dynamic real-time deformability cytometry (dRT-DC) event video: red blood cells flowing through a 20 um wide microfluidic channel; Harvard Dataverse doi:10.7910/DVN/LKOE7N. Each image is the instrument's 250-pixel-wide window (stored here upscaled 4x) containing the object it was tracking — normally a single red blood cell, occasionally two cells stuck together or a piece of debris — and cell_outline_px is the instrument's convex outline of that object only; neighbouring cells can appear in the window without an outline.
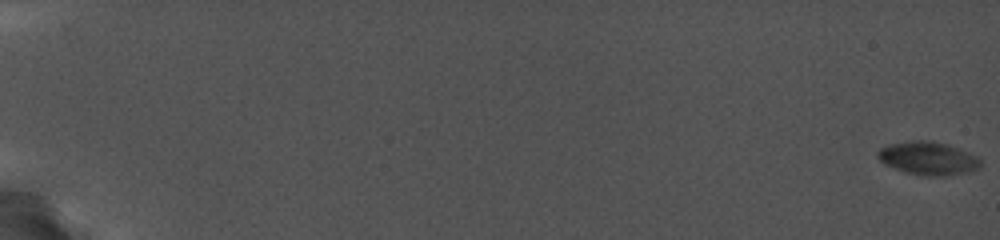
{"species": "common noctule bat (a hibernating species)", "species_latin": "Nyctalus noctula", "temperature_condition": "cold", "stored_images_in_passage": 90, "camera_frame_rate_fps": 5000, "um_per_image_px": 0.085, "animal": {"sex": "female", "body_mass_g": 19.0, "forearm_length_mm": 56.7}, "frame": {"image": 1, "passage_image": 1, "time_ms": 0.0, "image_size_px": [1000, 240], "cell_outline_px": [[980, 168], [968, 172], [944, 176], [920, 176], [884, 164], [876, 156], [876, 152], [880, 148], [888, 144], [912, 140], [932, 140], [948, 144], [960, 148], [976, 156], [980, 160]], "centroid_in_image_um": [78.88, 13.44], "position_along_channel_um": 6.1, "area_um2": 20.06}}
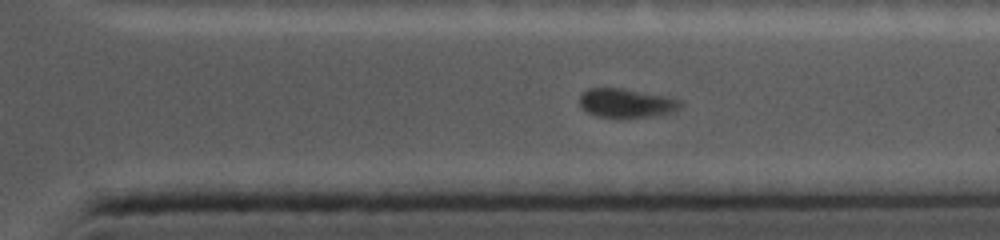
{"frame": {"image": 2, "passage_image": 81, "time_ms": 15.6, "image_size_px": [1000, 240], "cell_outline_px": [[680, 108], [672, 112], [648, 116], [600, 116], [588, 112], [580, 104], [580, 96], [588, 88], [624, 88], [664, 96], [676, 100], [680, 104]], "centroid_in_image_um": [53.2, 8.73], "position_along_channel_um": 358.2, "area_um2": 16.24}}
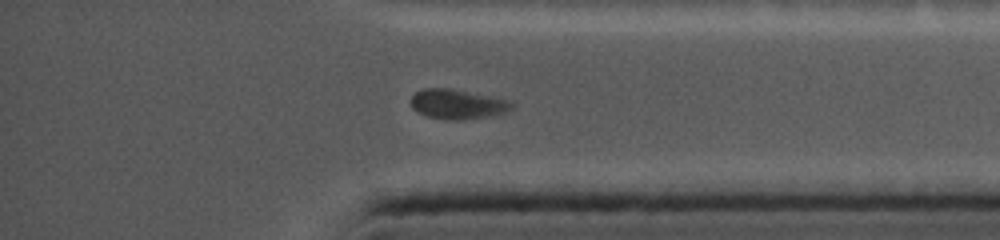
{"frame": {"image": 3, "passage_image": 86, "time_ms": 16.6, "image_size_px": [1000, 240], "cell_outline_px": [[516, 104], [512, 108], [504, 112], [484, 116], [460, 120], [452, 120], [428, 116], [412, 108], [412, 96], [416, 92], [424, 88], [448, 88], [508, 100]], "centroid_in_image_um": [38.87, 8.84], "position_along_channel_um": 396.3, "area_um2": 16.88}}